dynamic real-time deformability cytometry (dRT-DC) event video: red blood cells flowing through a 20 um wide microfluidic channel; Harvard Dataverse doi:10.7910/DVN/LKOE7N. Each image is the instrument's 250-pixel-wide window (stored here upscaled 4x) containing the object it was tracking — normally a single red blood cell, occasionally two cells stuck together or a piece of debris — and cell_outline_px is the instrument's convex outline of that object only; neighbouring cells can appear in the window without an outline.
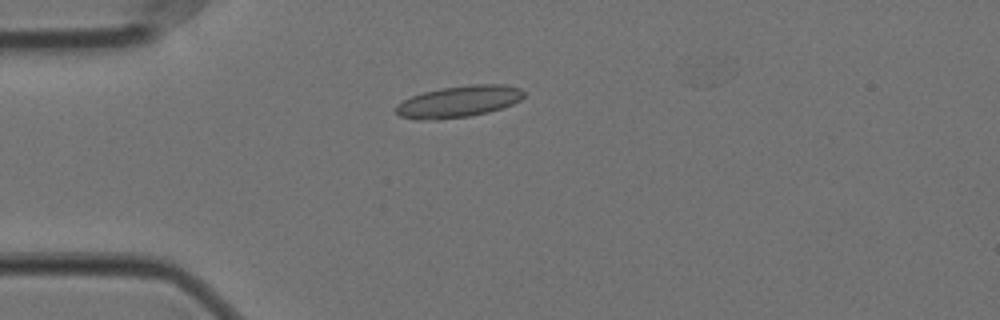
{"species": "Egyptian fruit bat (a non-hibernating species)", "species_latin": "Rousettus aegyptiacus", "temperature_condition": "cold", "stored_images_in_passage": 36, "segment_of_instrument_passage": [1, 2], "camera_frame_rate_fps": 3000, "um_per_image_px": 0.085, "animal": {"sex": "female"}, "frame": {"image": 1, "passage_image": 4, "time_ms": 1.0, "image_size_px": [1000, 320], "cell_outline_px": [[524, 96], [520, 100], [512, 104], [488, 112], [468, 116], [436, 120], [416, 120], [400, 116], [396, 112], [396, 104], [412, 96], [424, 92], [444, 88], [468, 84], [504, 84], [520, 88], [524, 92]], "centroid_in_image_um": [38.99, 8.63], "position_along_channel_um": 46.0, "area_um2": 23.47}}
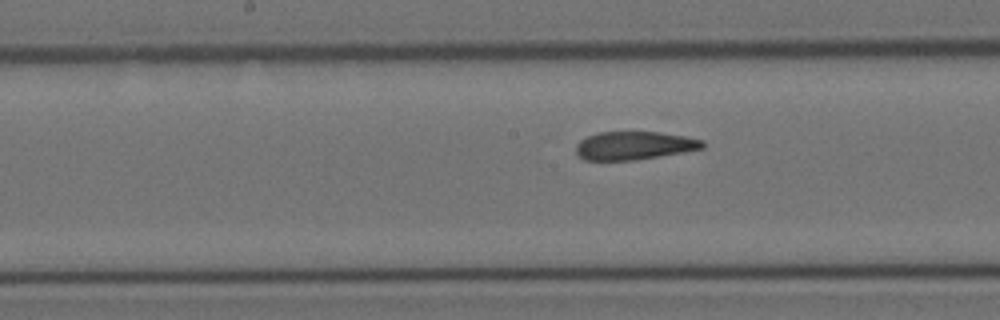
{"frame": {"image": 2, "passage_image": 18, "time_ms": 5.667, "image_size_px": [1000, 320], "cell_outline_px": [[704, 148], [632, 160], [584, 160], [576, 152], [576, 144], [580, 140], [588, 136], [600, 132], [660, 132], [684, 136], [704, 140]], "centroid_in_image_um": [53.88, 12.36], "position_along_channel_um": 194.3, "area_um2": 20.52}}
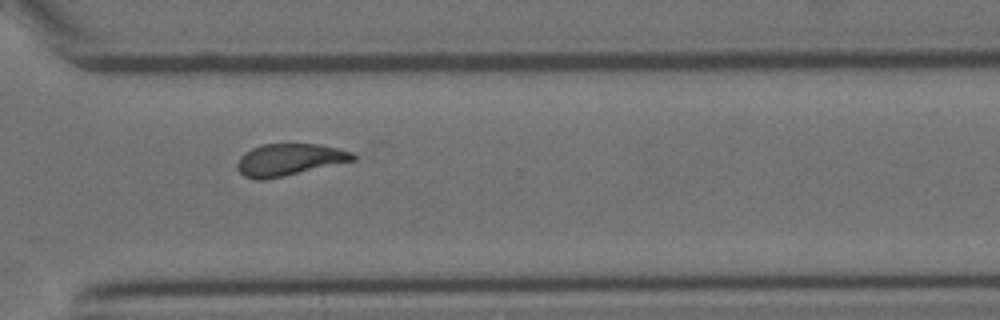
{"frame": {"image": 3, "passage_image": 31, "time_ms": 10.0, "image_size_px": [1000, 320], "cell_outline_px": [[356, 160], [284, 176], [264, 180], [256, 180], [244, 176], [236, 168], [236, 164], [240, 156], [244, 152], [260, 144], [320, 144], [352, 152], [356, 156]], "centroid_in_image_um": [24.55, 13.57], "position_along_channel_um": 346.0, "area_um2": 21.62}}